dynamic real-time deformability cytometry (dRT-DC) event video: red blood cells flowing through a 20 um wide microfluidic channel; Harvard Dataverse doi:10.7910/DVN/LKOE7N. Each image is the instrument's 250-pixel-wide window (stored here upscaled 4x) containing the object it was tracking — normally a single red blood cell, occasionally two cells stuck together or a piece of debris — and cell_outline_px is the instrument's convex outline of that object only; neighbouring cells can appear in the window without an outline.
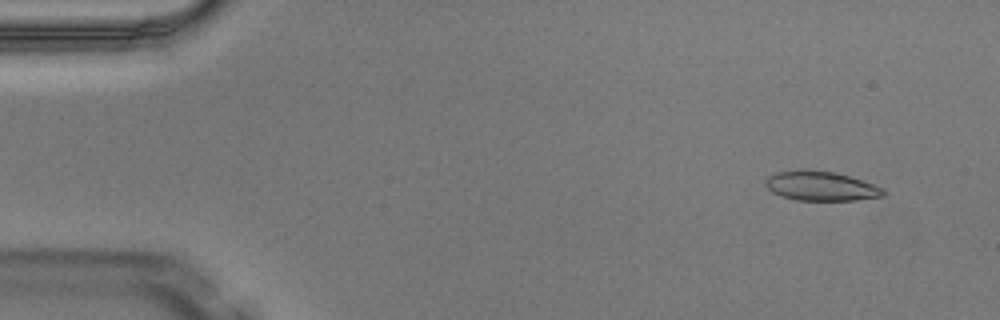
{"species": "Egyptian fruit bat (a non-hibernating species)", "species_latin": "Rousettus aegyptiacus", "temperature_condition": "warm", "stored_images_in_passage": 4, "camera_frame_rate_fps": 3000, "um_per_image_px": 0.085, "animal": {"sex": "male"}, "frame": {"image": 1, "passage_image": 1, "time_ms": 0.0, "image_size_px": [1000, 320], "cell_outline_px": [[888, 192], [884, 196], [856, 200], [796, 200], [780, 196], [772, 192], [764, 184], [764, 180], [772, 172], [800, 168], [808, 168], [836, 172], [884, 188]], "centroid_in_image_um": [69.72, 15.79], "position_along_channel_um": 15.3, "area_um2": 20.75}}
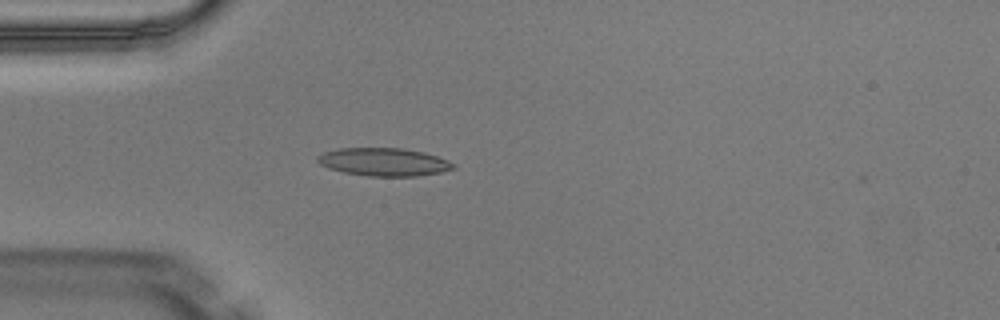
{"frame": {"image": 2, "passage_image": 4, "time_ms": 1.0, "image_size_px": [1000, 320], "cell_outline_px": [[456, 168], [440, 172], [416, 176], [368, 176], [344, 172], [328, 168], [320, 164], [316, 160], [316, 156], [324, 152], [340, 148], [404, 148], [424, 152], [448, 160], [456, 164]], "centroid_in_image_um": [32.63, 13.76], "position_along_channel_um": 52.4, "area_um2": 22.2}}